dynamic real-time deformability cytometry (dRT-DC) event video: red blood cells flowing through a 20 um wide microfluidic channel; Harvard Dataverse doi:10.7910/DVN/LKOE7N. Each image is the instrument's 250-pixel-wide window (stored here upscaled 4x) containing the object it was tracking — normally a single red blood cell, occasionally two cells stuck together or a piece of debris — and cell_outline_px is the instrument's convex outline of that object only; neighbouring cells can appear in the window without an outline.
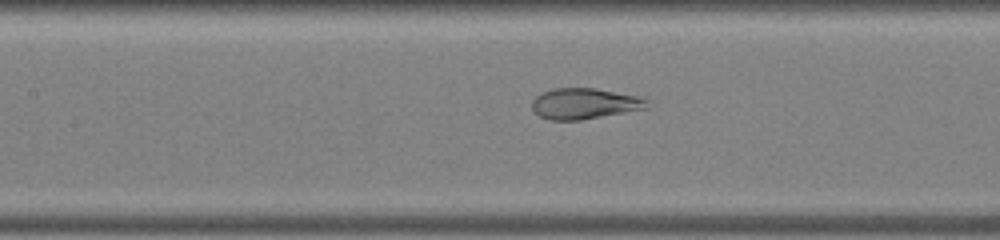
{"species": "common noctule bat (a hibernating species)", "species_latin": "Nyctalus noctula", "temperature_condition": "warm", "stored_images_in_passage": 39, "camera_frame_rate_fps": 3000, "um_per_image_px": 0.085, "animal": {"sex": "male", "body_mass_g": 19.0, "forearm_length_mm": 50.8}, "frame": {"image": 1, "passage_image": 15, "time_ms": 4.667, "image_size_px": [1000, 240], "cell_outline_px": [[648, 108], [580, 120], [548, 120], [532, 112], [532, 100], [540, 92], [552, 88], [596, 88], [640, 96], [648, 100]], "centroid_in_image_um": [49.65, 8.8], "position_along_channel_um": 157.7, "area_um2": 20.92}}
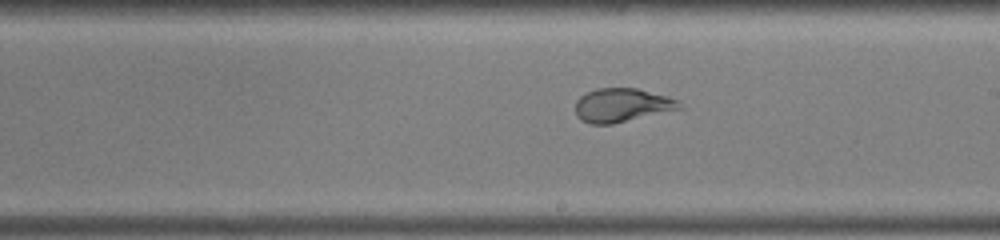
{"frame": {"image": 2, "passage_image": 21, "time_ms": 6.667, "image_size_px": [1000, 240], "cell_outline_px": [[684, 108], [612, 124], [588, 124], [580, 120], [576, 116], [576, 100], [580, 96], [596, 88], [636, 88], [668, 96], [680, 100]], "centroid_in_image_um": [52.88, 8.94], "position_along_channel_um": 236.1, "area_um2": 20.63}}
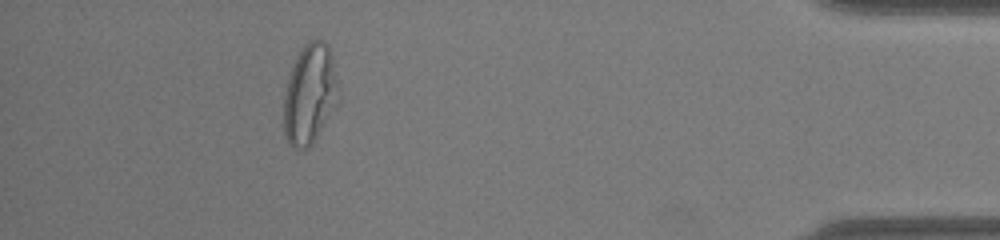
{"frame": {"image": 3, "passage_image": 38, "time_ms": 12.333, "image_size_px": [1000, 240], "cell_outline_px": [[336, 108], [312, 144], [308, 148], [292, 148], [288, 144], [284, 132], [284, 96], [288, 76], [296, 56], [304, 44], [312, 40], [324, 40], [328, 44], [332, 56], [336, 80]], "centroid_in_image_um": [26.3, 8.02], "position_along_channel_um": 408.9, "area_um2": 31.67}}